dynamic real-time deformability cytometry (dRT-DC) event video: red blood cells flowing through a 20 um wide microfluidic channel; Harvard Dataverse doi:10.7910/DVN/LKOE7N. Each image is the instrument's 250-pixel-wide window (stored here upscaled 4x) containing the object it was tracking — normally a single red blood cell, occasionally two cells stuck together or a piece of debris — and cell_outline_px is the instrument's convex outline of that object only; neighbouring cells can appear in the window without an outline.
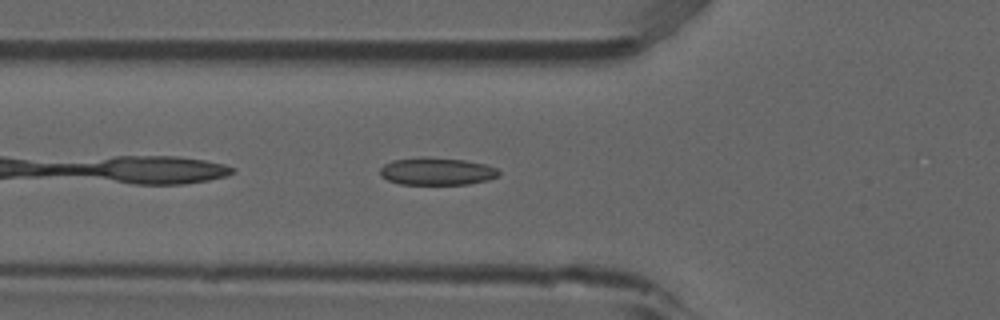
{"species": "common noctule bat (a hibernating species)", "species_latin": "Nyctalus noctula", "temperature_condition": "room temperature", "stored_images_in_passage": 37, "camera_frame_rate_fps": 3000, "um_per_image_px": 0.085, "animal": {"sex": "male", "forearm_length_mm": 52.5}, "frame": {"image": 1, "passage_image": 3, "time_ms": 0.667, "image_size_px": [1000, 320], "cell_outline_px": [[500, 176], [488, 180], [468, 184], [400, 184], [388, 180], [380, 176], [380, 168], [384, 164], [392, 160], [420, 156], [428, 156], [464, 160], [484, 164], [496, 168], [500, 172]], "centroid_in_image_um": [37.11, 14.55], "position_along_channel_um": 88.7, "area_um2": 19.25}}
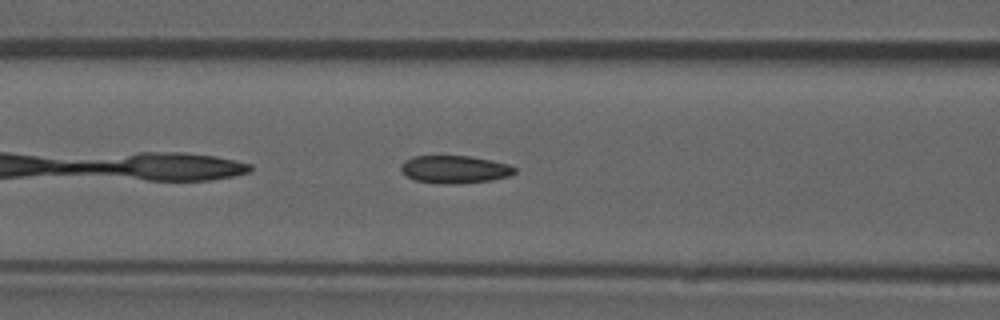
{"frame": {"image": 2, "passage_image": 6, "time_ms": 1.667, "image_size_px": [1000, 320], "cell_outline_px": [[516, 172], [512, 176], [492, 180], [460, 184], [436, 184], [416, 180], [408, 176], [400, 168], [400, 164], [404, 160], [412, 156], [472, 156], [492, 160], [508, 164], [516, 168]], "centroid_in_image_um": [38.68, 14.4], "position_along_channel_um": 127.9, "area_um2": 18.67}}
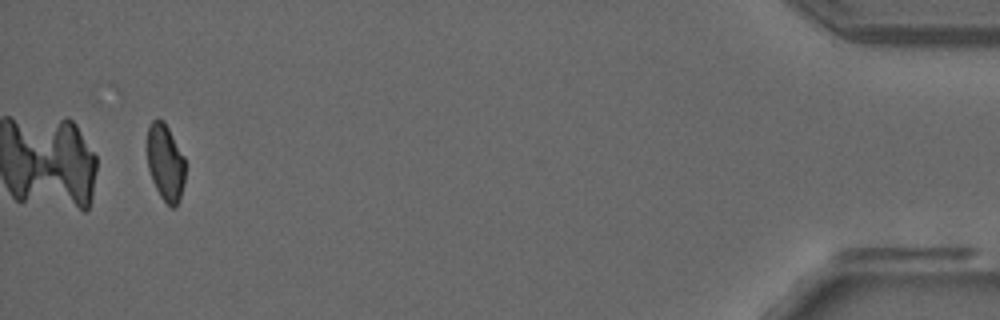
{"frame": {"image": 3, "passage_image": 35, "time_ms": 11.333, "image_size_px": [1000, 320], "cell_outline_px": [[184, 184], [176, 208], [172, 208], [160, 196], [152, 180], [148, 168], [148, 124], [156, 116], [164, 120], [184, 156]], "centroid_in_image_um": [14.05, 13.78], "position_along_channel_um": 421.1, "area_um2": 17.05}, "authors_computed_cell_mechanics": {"area_um2": 18.3804, "velocity_mm_per_s": 3.8689, "shape_relaxation_time_tau1_ms": null, "shape_relaxation_time_tau2_ms": 1.9743, "deformation_change_tau1": null, "deformation_change_tau2": 0.0785}}